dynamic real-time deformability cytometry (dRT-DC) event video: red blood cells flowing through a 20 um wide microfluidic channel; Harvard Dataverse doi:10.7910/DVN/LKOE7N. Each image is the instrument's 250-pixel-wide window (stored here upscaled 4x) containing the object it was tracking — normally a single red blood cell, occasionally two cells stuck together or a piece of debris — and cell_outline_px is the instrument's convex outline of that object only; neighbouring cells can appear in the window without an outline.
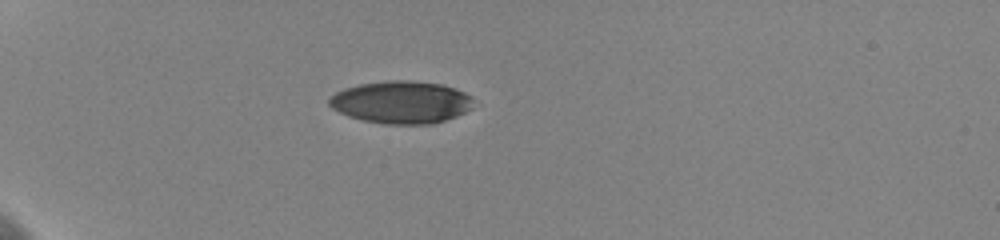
{"species": "human", "species_latin": "Homo sapiens", "temperature_condition": "cold", "stored_images_in_passage": 41, "camera_frame_rate_fps": 3000, "um_per_image_px": 0.085, "donor": {"sex": "female"}, "frame": {"image": 1, "passage_image": 1, "time_ms": 0.0, "image_size_px": [1000, 240], "cell_outline_px": [[472, 108], [456, 116], [432, 124], [384, 124], [364, 120], [348, 116], [332, 108], [328, 104], [328, 100], [336, 92], [344, 88], [360, 84], [384, 80], [408, 80], [440, 84], [456, 88], [472, 96]], "centroid_in_image_um": [34.1, 8.68], "position_along_channel_um": 50.9, "area_um2": 35.72}}
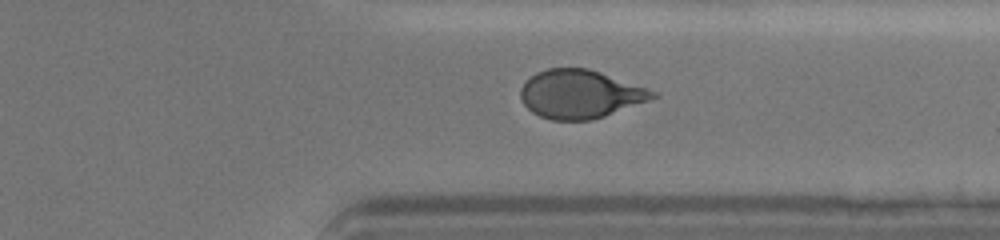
{"frame": {"image": 2, "passage_image": 30, "time_ms": 9.667, "image_size_px": [1000, 240], "cell_outline_px": [[660, 96], [604, 116], [592, 120], [552, 120], [540, 116], [532, 112], [524, 104], [520, 96], [520, 88], [536, 72], [548, 68], [588, 68], [600, 72], [656, 92]], "centroid_in_image_um": [49.28, 8.0], "position_along_channel_um": 362.1, "area_um2": 36.82}}
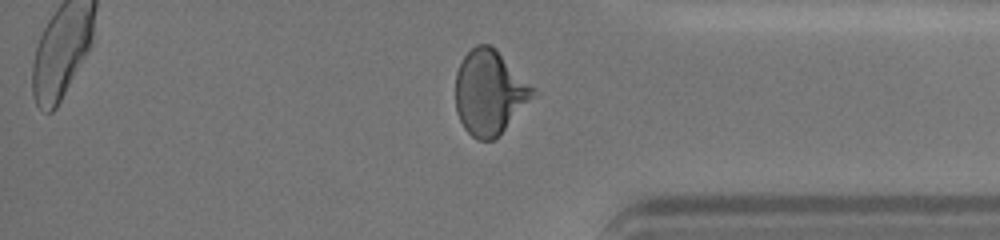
{"frame": {"image": 3, "passage_image": 33, "time_ms": 10.667, "image_size_px": [1000, 240], "cell_outline_px": [[540, 92], [492, 140], [476, 140], [464, 128], [456, 112], [456, 72], [464, 56], [476, 44], [488, 44], [496, 48]], "centroid_in_image_um": [41.64, 7.83], "position_along_channel_um": 393.6, "area_um2": 38.21}, "authors_computed_cell_mechanics": {"area_um2": 37.8012, "velocity_mm_per_s": 3.6064, "shape_relaxation_time_tau1_ms": 3.8174, "shape_relaxation_time_tau2_ms": 1.3872, "deformation_change_tau1": 0.1447, "deformation_change_tau2": 0.0638}}